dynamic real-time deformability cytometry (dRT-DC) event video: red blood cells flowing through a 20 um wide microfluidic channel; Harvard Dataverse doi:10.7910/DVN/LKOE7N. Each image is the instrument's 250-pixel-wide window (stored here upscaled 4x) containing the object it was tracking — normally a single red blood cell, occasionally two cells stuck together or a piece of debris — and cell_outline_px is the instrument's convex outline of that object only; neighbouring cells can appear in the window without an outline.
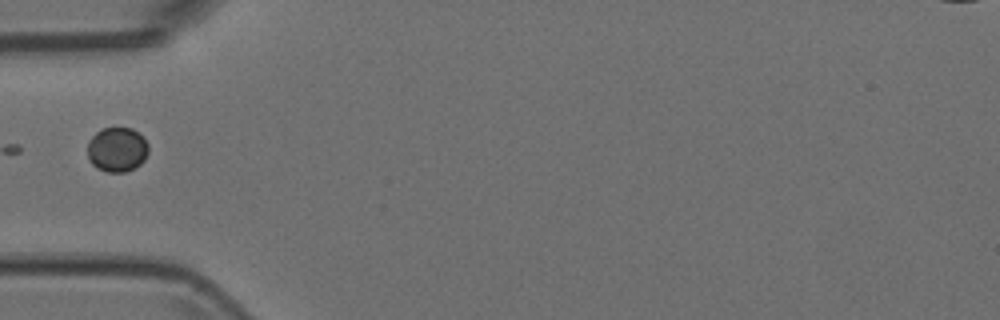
{"species": "Egyptian fruit bat (a non-hibernating species)", "species_latin": "Rousettus aegyptiacus", "temperature_condition": "room temperature", "stored_images_in_passage": 4, "camera_frame_rate_fps": 3000, "um_per_image_px": 0.085, "animal": {"sex": "female"}, "frame": {"image": 1, "passage_image": 4, "time_ms": 1.0, "image_size_px": [1000, 320], "cell_outline_px": [[148, 152], [144, 160], [140, 164], [124, 172], [108, 172], [96, 168], [92, 164], [88, 156], [88, 140], [100, 128], [132, 128], [144, 136], [148, 144]], "centroid_in_image_um": [9.95, 12.69], "position_along_channel_um": 75.0, "area_um2": 15.95}}